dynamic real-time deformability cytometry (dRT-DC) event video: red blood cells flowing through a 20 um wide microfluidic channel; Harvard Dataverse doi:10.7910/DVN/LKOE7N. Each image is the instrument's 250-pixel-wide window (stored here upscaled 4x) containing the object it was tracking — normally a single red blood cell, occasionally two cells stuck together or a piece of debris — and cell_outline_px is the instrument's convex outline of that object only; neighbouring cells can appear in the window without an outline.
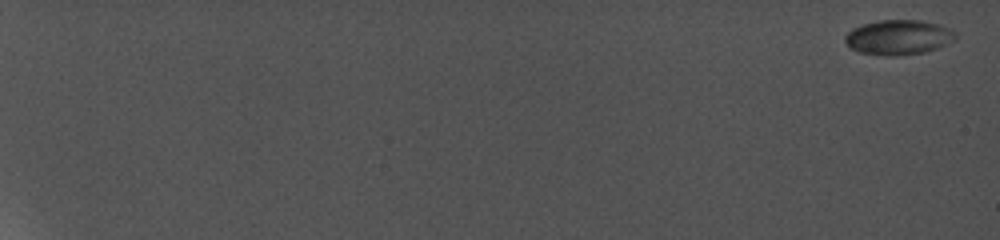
{"species": "common noctule bat (a hibernating species)", "species_latin": "Nyctalus noctula", "temperature_condition": "cold", "stored_images_in_passage": 12, "camera_frame_rate_fps": 5000, "um_per_image_px": 0.085, "animal": {"sex": "female", "body_mass_g": 19.0, "forearm_length_mm": 56.7}, "frame": {"image": 1, "passage_image": 1, "time_ms": 0.0, "image_size_px": [1000, 240], "cell_outline_px": [[956, 40], [936, 48], [924, 52], [896, 56], [888, 56], [860, 52], [852, 48], [844, 40], [844, 36], [852, 28], [864, 24], [880, 20], [920, 20], [940, 24], [952, 28], [956, 32]], "centroid_in_image_um": [76.41, 3.16], "position_along_channel_um": 8.6, "area_um2": 22.48}}
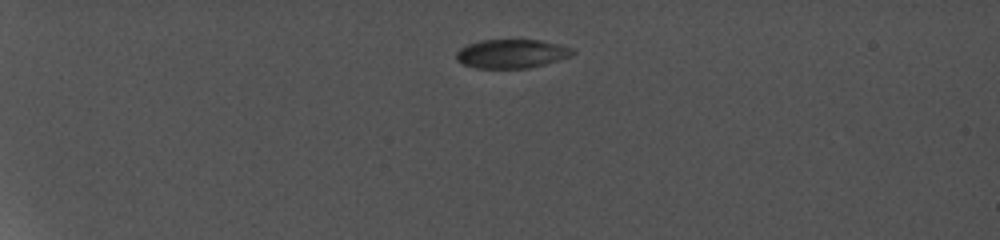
{"frame": {"image": 2, "passage_image": 7, "time_ms": 5.6, "image_size_px": [1000, 240], "cell_outline_px": [[576, 52], [572, 56], [544, 64], [528, 68], [476, 68], [460, 64], [456, 60], [456, 52], [460, 48], [468, 44], [480, 40], [540, 40], [560, 44], [576, 48]], "centroid_in_image_um": [43.5, 4.56], "position_along_channel_um": 41.5, "area_um2": 19.83}}
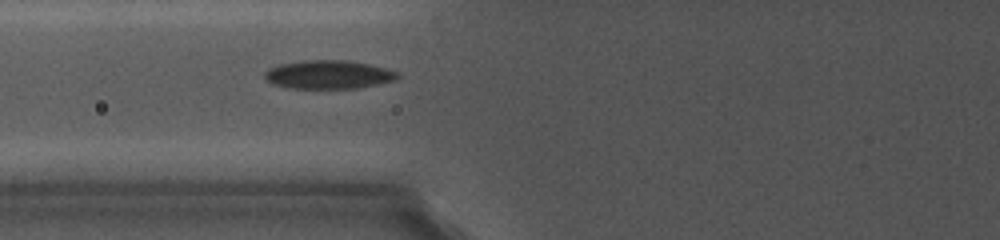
{"frame": {"image": 3, "passage_image": 11, "time_ms": 9.4, "image_size_px": [1000, 240], "cell_outline_px": [[400, 76], [392, 80], [376, 84], [352, 88], [292, 88], [276, 84], [268, 80], [264, 76], [264, 72], [268, 68], [280, 64], [300, 60], [348, 60], [368, 64], [400, 72]], "centroid_in_image_um": [27.9, 6.32], "position_along_channel_um": 97.9, "area_um2": 21.79}}